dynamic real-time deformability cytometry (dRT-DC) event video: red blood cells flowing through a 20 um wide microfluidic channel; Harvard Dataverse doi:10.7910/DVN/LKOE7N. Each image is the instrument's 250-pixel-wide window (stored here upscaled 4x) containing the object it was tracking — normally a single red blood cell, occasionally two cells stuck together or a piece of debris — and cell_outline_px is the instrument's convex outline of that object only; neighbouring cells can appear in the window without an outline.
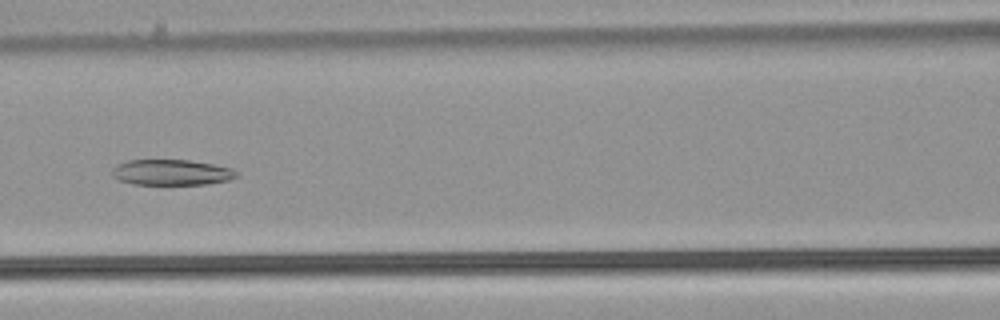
{"species": "common noctule bat (a hibernating species)", "species_latin": "Nyctalus noctula", "temperature_condition": "warm", "stored_images_in_passage": 34, "camera_frame_rate_fps": 3000, "um_per_image_px": 0.085, "animal": {"sex": "male", "body_mass_g": 21.5, "forearm_length_mm": 52.0}, "frame": {"image": 1, "passage_image": 23, "time_ms": 7.333, "image_size_px": [1000, 320], "cell_outline_px": [[236, 176], [228, 180], [204, 184], [132, 184], [116, 180], [112, 176], [112, 168], [128, 160], [188, 160], [212, 164], [232, 168], [236, 172]], "centroid_in_image_um": [14.52, 14.65], "position_along_channel_um": 152.1, "area_um2": 18.44}}
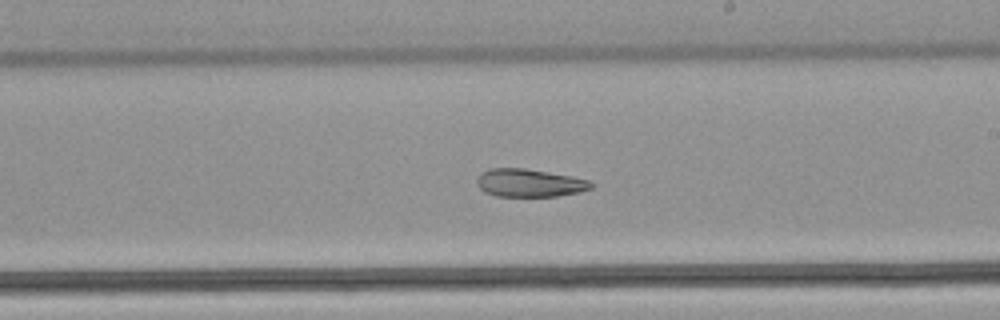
{"frame": {"image": 2, "passage_image": 30, "time_ms": 9.667, "image_size_px": [1000, 320], "cell_outline_px": [[596, 184], [592, 188], [580, 192], [556, 196], [496, 196], [484, 192], [476, 184], [476, 180], [484, 172], [492, 168], [524, 168], [572, 176], [588, 180]], "centroid_in_image_um": [45.04, 15.55], "position_along_channel_um": 244.0, "area_um2": 18.55}}
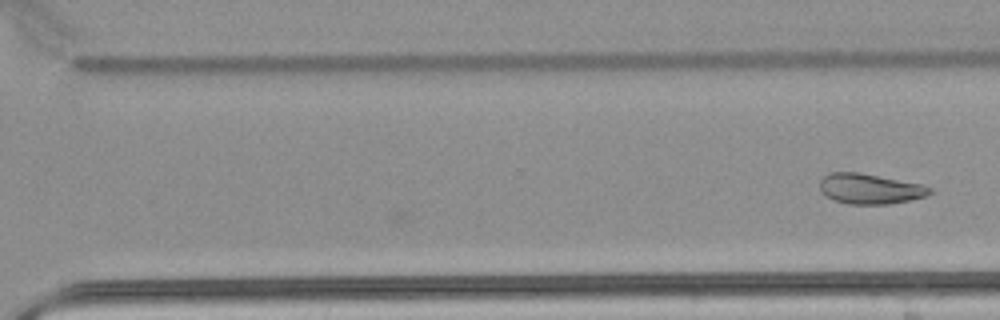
{"frame": {"image": 3, "passage_image": 34, "time_ms": 11.0, "image_size_px": [1000, 320], "cell_outline_px": [[932, 192], [928, 196], [888, 204], [848, 204], [836, 200], [820, 192], [820, 180], [828, 172], [856, 172], [924, 184], [932, 188]], "centroid_in_image_um": [73.96, 16.04], "position_along_channel_um": 296.6, "area_um2": 19.36}}